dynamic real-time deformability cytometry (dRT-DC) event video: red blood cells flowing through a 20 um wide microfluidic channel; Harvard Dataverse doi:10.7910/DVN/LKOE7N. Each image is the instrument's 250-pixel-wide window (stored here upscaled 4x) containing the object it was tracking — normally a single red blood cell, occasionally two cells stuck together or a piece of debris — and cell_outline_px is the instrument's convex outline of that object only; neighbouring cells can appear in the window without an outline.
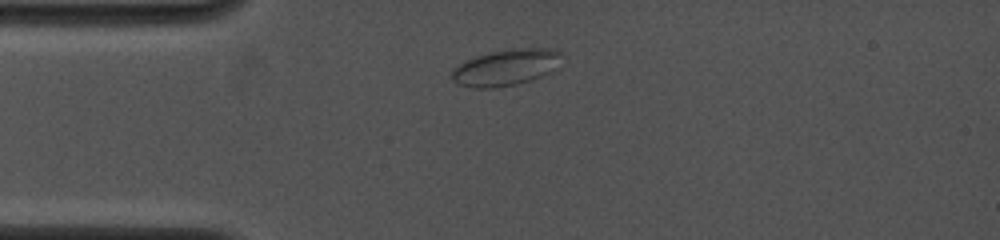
{"species": "common noctule bat (a hibernating species)", "species_latin": "Nyctalus noctula", "temperature_condition": "cold", "stored_images_in_passage": 2, "camera_frame_rate_fps": 4000, "um_per_image_px": 0.085, "animal": {"sex": "female", "body_mass_g": 19.0, "forearm_length_mm": 53.3}, "frame": {"image": 1, "passage_image": 1, "time_ms": 0.0, "image_size_px": [1000, 240], "cell_outline_px": [[560, 52], [548, 72], [540, 76], [516, 84], [492, 88], [476, 88], [460, 84], [452, 80], [452, 68], [464, 60], [476, 56], [492, 52], [512, 48], [548, 48]], "centroid_in_image_um": [42.86, 5.73], "position_along_channel_um": 42.1, "area_um2": 22.43}}